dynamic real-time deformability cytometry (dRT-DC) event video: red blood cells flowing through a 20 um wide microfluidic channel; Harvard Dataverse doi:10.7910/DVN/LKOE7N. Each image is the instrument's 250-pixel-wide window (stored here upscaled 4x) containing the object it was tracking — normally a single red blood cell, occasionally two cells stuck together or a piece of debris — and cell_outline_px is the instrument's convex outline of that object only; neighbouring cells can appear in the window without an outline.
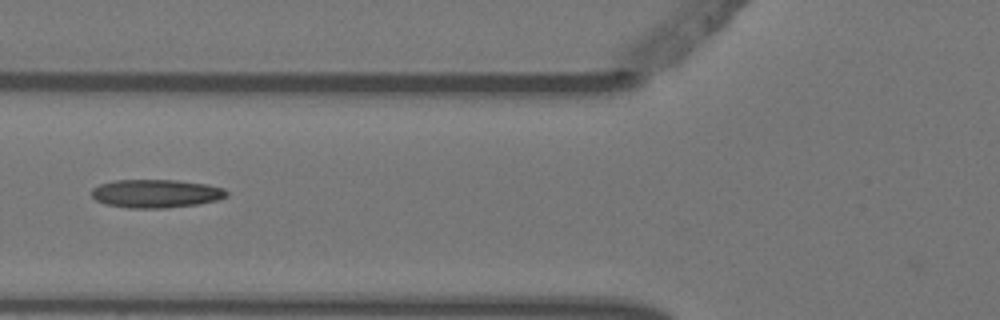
{"species": "Egyptian fruit bat (a non-hibernating species)", "species_latin": "Rousettus aegyptiacus", "temperature_condition": "warm", "stored_images_in_passage": 8, "camera_frame_rate_fps": 3000, "um_per_image_px": 0.085, "animal": {"sex": "female"}, "frame": {"image": 1, "passage_image": 5, "time_ms": 1.333, "image_size_px": [1000, 320], "cell_outline_px": [[228, 196], [216, 200], [196, 204], [164, 208], [128, 208], [104, 204], [96, 200], [92, 196], [92, 188], [100, 184], [116, 180], [176, 180], [208, 184], [224, 188], [228, 192]], "centroid_in_image_um": [13.25, 16.45], "position_along_channel_um": 112.5, "area_um2": 22.31}}
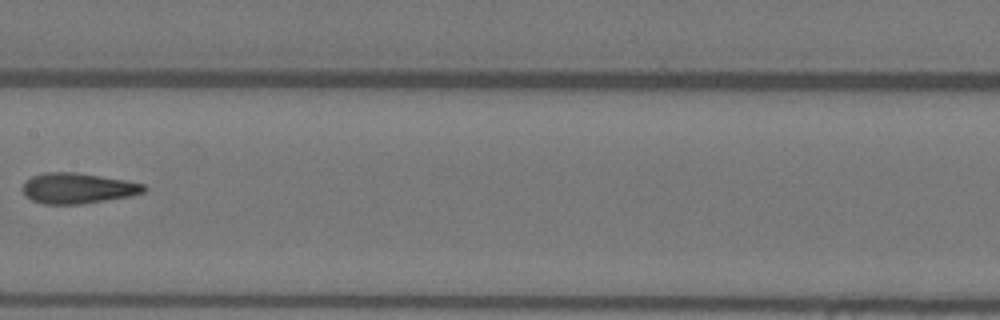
{"frame": {"image": 2, "passage_image": 7, "time_ms": 2.0, "image_size_px": [1000, 320], "cell_outline_px": [[148, 188], [144, 192], [132, 196], [84, 204], [44, 204], [32, 200], [24, 196], [24, 180], [32, 176], [44, 172], [76, 172], [124, 180], [144, 184]], "centroid_in_image_um": [6.61, 16.0], "position_along_channel_um": 200.8, "area_um2": 21.73}}
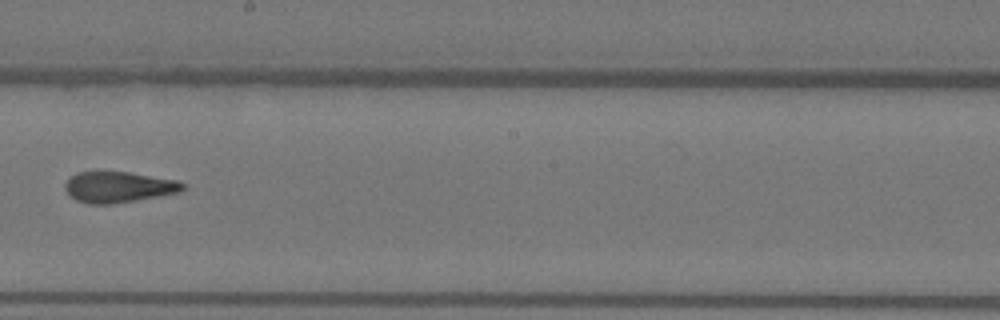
{"frame": {"image": 3, "passage_image": 8, "time_ms": 2.333, "image_size_px": [1000, 320], "cell_outline_px": [[184, 188], [180, 192], [160, 196], [112, 204], [88, 204], [76, 200], [64, 188], [64, 184], [76, 172], [96, 168], [128, 172], [180, 180], [184, 184]], "centroid_in_image_um": [10.05, 15.85], "position_along_channel_um": 238.2, "area_um2": 21.91}}